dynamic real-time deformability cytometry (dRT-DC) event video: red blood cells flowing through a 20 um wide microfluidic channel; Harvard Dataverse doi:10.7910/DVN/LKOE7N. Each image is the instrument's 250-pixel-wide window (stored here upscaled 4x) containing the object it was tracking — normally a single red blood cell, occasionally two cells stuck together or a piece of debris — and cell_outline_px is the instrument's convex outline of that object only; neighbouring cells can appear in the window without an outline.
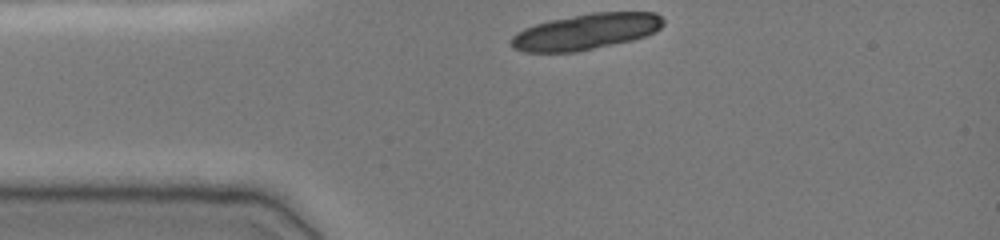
{"species": "common noctule bat (a hibernating species)", "species_latin": "Nyctalus noctula", "temperature_condition": "cold", "stored_images_in_passage": 33, "segment_of_instrument_passage": [1, 2], "camera_frame_rate_fps": 3000, "um_per_image_px": 0.085, "animal": {"sex": "female", "body_mass_g": 19.0, "forearm_length_mm": 51.5}, "frame": {"image": 1, "passage_image": 1, "time_ms": 0.0, "image_size_px": [1000, 240], "cell_outline_px": [[664, 24], [656, 32], [632, 40], [576, 52], [524, 52], [512, 48], [512, 36], [516, 32], [524, 28], [536, 24], [552, 20], [592, 12], [656, 12], [664, 20]], "centroid_in_image_um": [49.82, 2.69], "position_along_channel_um": 35.2, "area_um2": 31.73}}